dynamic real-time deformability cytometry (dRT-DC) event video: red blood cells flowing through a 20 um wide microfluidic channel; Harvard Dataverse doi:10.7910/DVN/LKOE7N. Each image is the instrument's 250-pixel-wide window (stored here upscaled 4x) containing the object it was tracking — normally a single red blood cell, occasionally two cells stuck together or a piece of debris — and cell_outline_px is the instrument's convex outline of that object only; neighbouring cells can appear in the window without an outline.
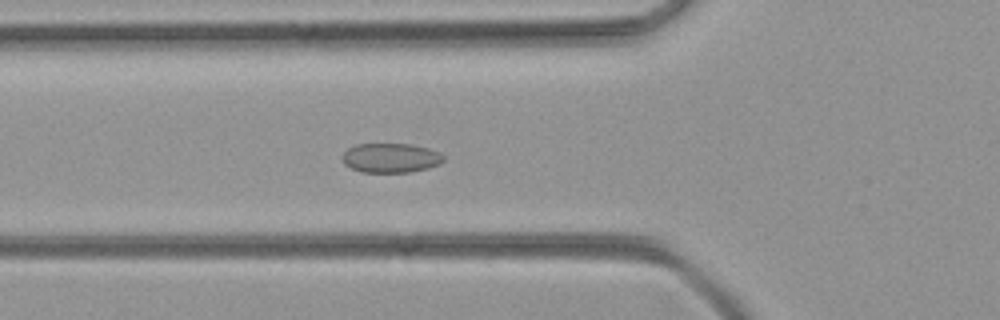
{"species": "common noctule bat (a hibernating species)", "species_latin": "Nyctalus noctula", "temperature_condition": "room temperature", "stored_images_in_passage": 42, "camera_frame_rate_fps": 3000, "um_per_image_px": 0.085, "animal": {"sex": "female", "body_mass_g": 21.9}, "frame": {"image": 1, "passage_image": 9, "time_ms": 2.667, "image_size_px": [1000, 320], "cell_outline_px": [[444, 160], [440, 164], [428, 168], [408, 172], [360, 172], [344, 164], [340, 156], [348, 148], [356, 144], [412, 144], [428, 148], [440, 152], [444, 156]], "centroid_in_image_um": [33.2, 13.42], "position_along_channel_um": 92.6, "area_um2": 17.51}}
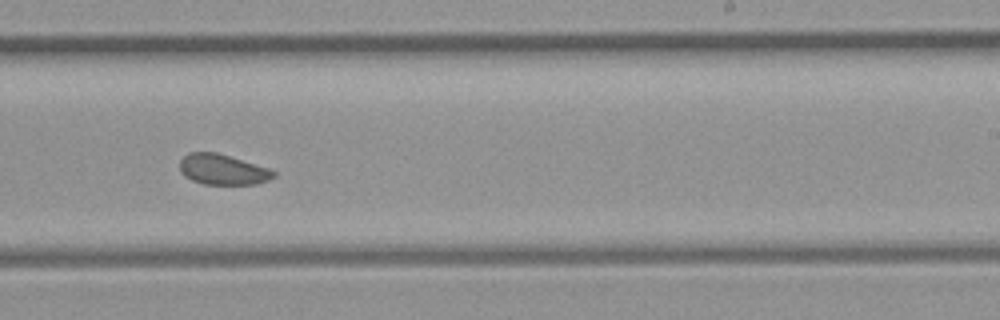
{"frame": {"image": 2, "passage_image": 22, "time_ms": 7.0, "image_size_px": [1000, 320], "cell_outline_px": [[276, 176], [268, 180], [256, 184], [204, 184], [192, 180], [184, 176], [180, 172], [180, 160], [188, 152], [216, 152], [268, 168], [276, 172]], "centroid_in_image_um": [18.91, 14.41], "position_along_channel_um": 270.1, "area_um2": 16.59}}
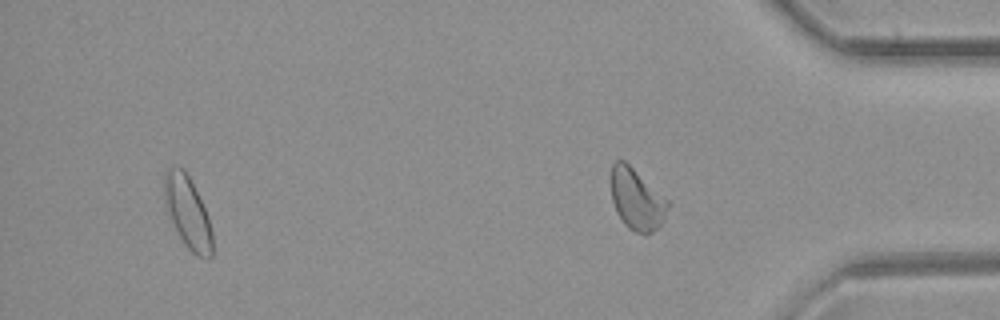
{"frame": {"image": 3, "passage_image": 39, "time_ms": 12.667, "image_size_px": [1000, 320], "cell_outline_px": [[212, 256], [208, 260], [196, 256], [184, 244], [168, 216], [164, 192], [164, 176], [168, 168], [184, 168], [208, 216], [212, 232]], "centroid_in_image_um": [15.96, 18.11], "position_along_channel_um": 419.2, "area_um2": 19.83}}